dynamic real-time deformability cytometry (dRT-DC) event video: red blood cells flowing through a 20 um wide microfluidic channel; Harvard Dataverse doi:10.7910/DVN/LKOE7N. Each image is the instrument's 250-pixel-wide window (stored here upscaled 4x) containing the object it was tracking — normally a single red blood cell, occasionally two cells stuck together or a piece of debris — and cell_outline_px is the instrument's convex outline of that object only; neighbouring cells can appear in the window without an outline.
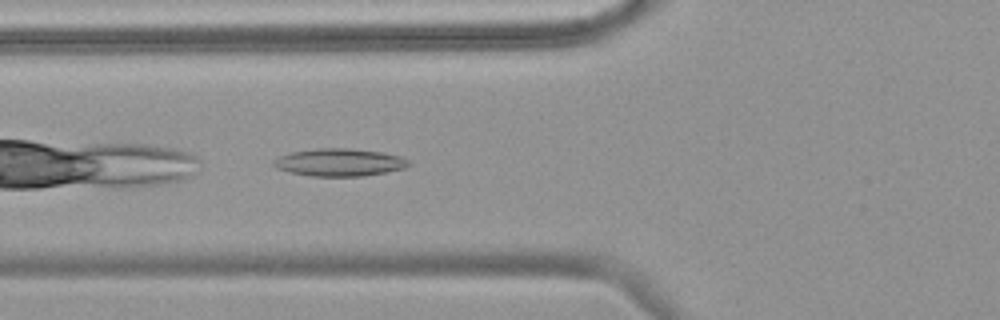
{"species": "common noctule bat (a hibernating species)", "species_latin": "Nyctalus noctula", "temperature_condition": "warm", "stored_images_in_passage": 29, "camera_frame_rate_fps": 3000, "um_per_image_px": 0.085, "animal": {"sex": "female", "body_mass_g": 18.4}, "frame": {"image": 1, "passage_image": 3, "time_ms": 0.667, "image_size_px": [1000, 320], "cell_outline_px": [[412, 164], [404, 168], [384, 172], [360, 176], [312, 176], [288, 172], [276, 168], [272, 164], [272, 160], [280, 156], [292, 152], [316, 148], [348, 148], [380, 152], [400, 156], [408, 160]], "centroid_in_image_um": [28.81, 13.8], "position_along_channel_um": 97.0, "area_um2": 21.62}}
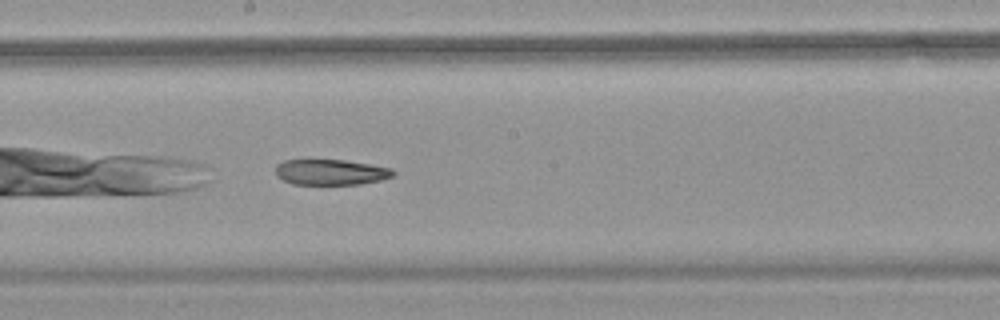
{"frame": {"image": 2, "passage_image": 13, "time_ms": 4.0, "image_size_px": [1000, 320], "cell_outline_px": [[396, 172], [392, 176], [380, 180], [360, 184], [292, 184], [276, 176], [276, 164], [284, 160], [308, 156], [344, 160], [392, 168]], "centroid_in_image_um": [28.03, 14.58], "position_along_channel_um": 220.2, "area_um2": 18.32}}
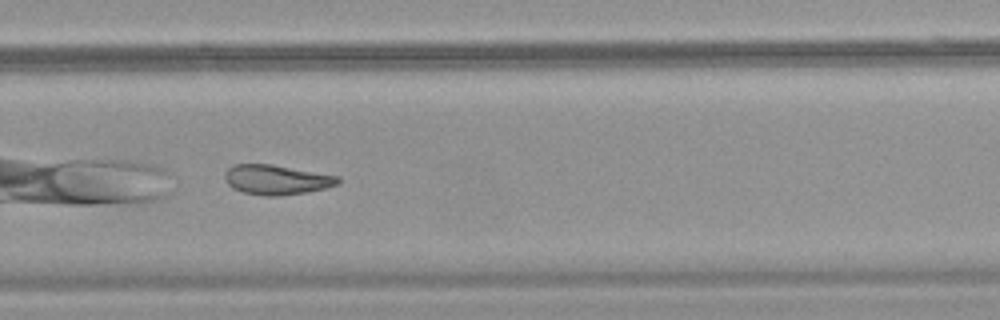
{"frame": {"image": 3, "passage_image": 20, "time_ms": 6.333, "image_size_px": [1000, 320], "cell_outline_px": [[340, 184], [324, 188], [304, 192], [280, 196], [268, 196], [244, 192], [232, 188], [228, 184], [224, 176], [228, 168], [232, 164], [272, 164], [340, 176]], "centroid_in_image_um": [23.51, 15.26], "position_along_channel_um": 306.3, "area_um2": 19.59}, "authors_computed_cell_mechanics": {"area_um2": 19.5942, "velocity_mm_per_s": 3.6986, "shape_relaxation_time_tau1_ms": null, "shape_relaxation_time_tau2_ms": 7.1933, "deformation_change_tau1": null, "deformation_change_tau2": 0.1803}}